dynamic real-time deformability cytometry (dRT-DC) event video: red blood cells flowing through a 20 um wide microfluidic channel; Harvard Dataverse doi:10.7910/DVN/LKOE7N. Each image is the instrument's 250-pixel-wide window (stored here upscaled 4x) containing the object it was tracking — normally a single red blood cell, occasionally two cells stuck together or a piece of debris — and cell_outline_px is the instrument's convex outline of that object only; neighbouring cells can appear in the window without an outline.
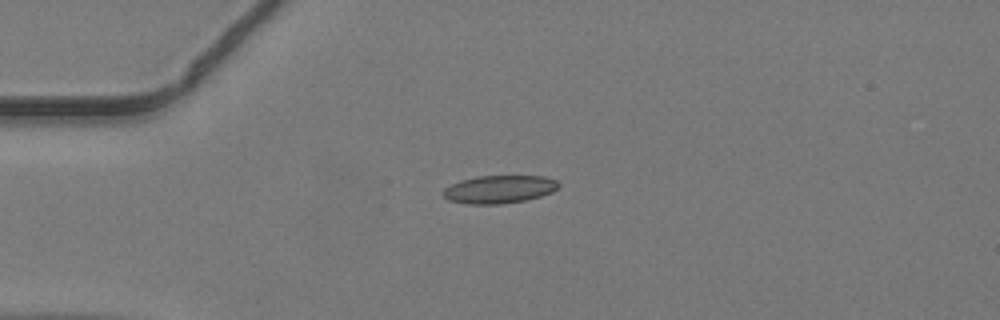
{"species": "common noctule bat (a hibernating species)", "species_latin": "Nyctalus noctula", "temperature_condition": "warm", "stored_images_in_passage": 31, "camera_frame_rate_fps": 3000, "um_per_image_px": 0.085, "animal": {"sex": "male", "body_mass_g": 19.2, "forearm_length_mm": 51.8}, "frame": {"image": 1, "passage_image": 1, "time_ms": 0.0, "image_size_px": [1000, 320], "cell_outline_px": [[560, 184], [552, 192], [540, 196], [524, 200], [504, 204], [468, 204], [448, 200], [440, 192], [444, 188], [452, 184], [476, 176], [544, 176], [556, 180]], "centroid_in_image_um": [42.42, 16.09], "position_along_channel_um": 42.6, "area_um2": 18.73}}
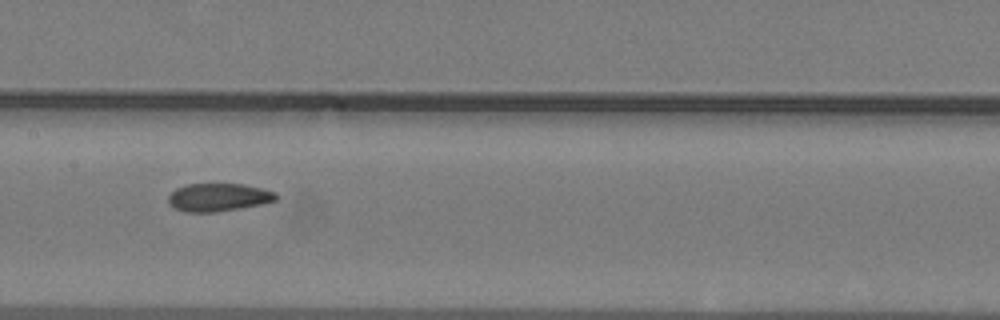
{"frame": {"image": 2, "passage_image": 13, "time_ms": 4.0, "image_size_px": [1000, 320], "cell_outline_px": [[280, 196], [276, 200], [260, 204], [240, 208], [216, 212], [184, 212], [168, 204], [168, 196], [176, 188], [188, 184], [240, 184], [260, 188], [276, 192]], "centroid_in_image_um": [18.56, 16.77], "position_along_channel_um": 188.8, "area_um2": 17.51}}
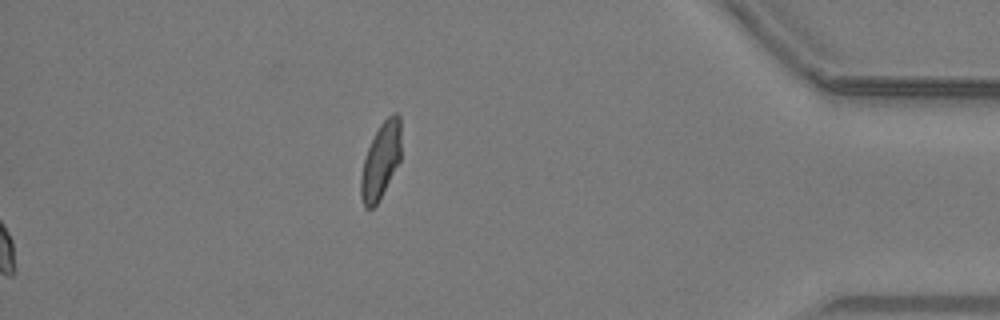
{"frame": {"image": 3, "passage_image": 31, "time_ms": 10.0, "image_size_px": [1000, 320], "cell_outline_px": [[400, 160], [380, 200], [372, 208], [364, 208], [360, 196], [360, 176], [364, 160], [368, 148], [380, 124], [392, 112], [396, 112], [400, 116]], "centroid_in_image_um": [32.36, 13.68], "position_along_channel_um": 402.8, "area_um2": 17.8}}